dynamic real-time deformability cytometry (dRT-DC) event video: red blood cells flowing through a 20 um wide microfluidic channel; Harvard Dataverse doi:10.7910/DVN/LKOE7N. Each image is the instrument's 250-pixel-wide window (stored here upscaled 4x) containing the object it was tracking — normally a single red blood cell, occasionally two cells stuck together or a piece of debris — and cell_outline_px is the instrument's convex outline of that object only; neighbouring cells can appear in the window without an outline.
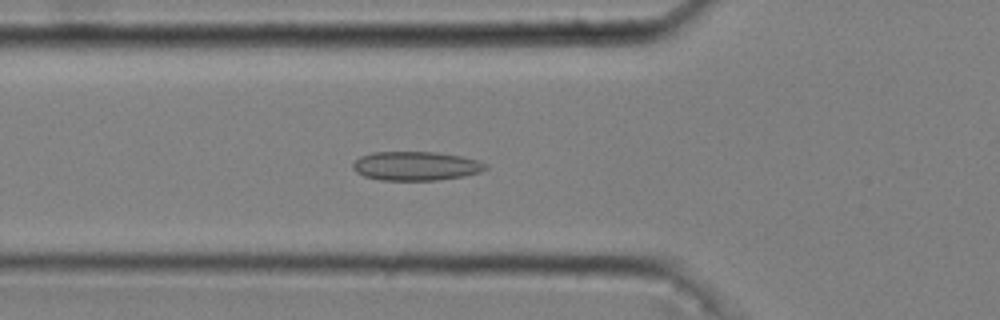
{"species": "common noctule bat (a hibernating species)", "species_latin": "Nyctalus noctula", "temperature_condition": "cold", "stored_images_in_passage": 40, "camera_frame_rate_fps": 3000, "um_per_image_px": 0.085, "animal": {"sex": "male", "body_mass_g": 20.4}, "frame": {"image": 1, "passage_image": 7, "time_ms": 2.0, "image_size_px": [1000, 320], "cell_outline_px": [[488, 168], [480, 172], [464, 176], [436, 180], [380, 180], [364, 176], [356, 172], [352, 168], [352, 164], [360, 156], [372, 152], [436, 152], [460, 156], [476, 160], [488, 164]], "centroid_in_image_um": [35.34, 14.11], "position_along_channel_um": 90.5, "area_um2": 22.43}}
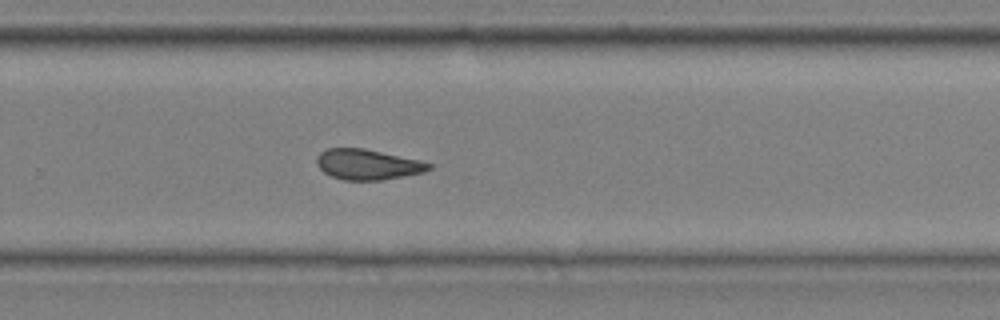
{"frame": {"image": 2, "passage_image": 24, "time_ms": 7.667, "image_size_px": [1000, 320], "cell_outline_px": [[432, 168], [424, 172], [404, 176], [380, 180], [344, 180], [332, 176], [324, 172], [316, 164], [316, 156], [324, 148], [364, 148], [420, 160], [432, 164]], "centroid_in_image_um": [31.23, 13.97], "position_along_channel_um": 298.6, "area_um2": 19.94}}
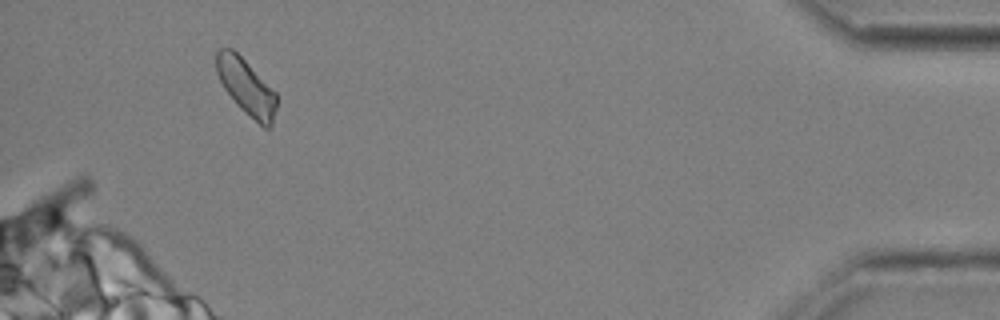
{"frame": {"image": 3, "passage_image": 38, "time_ms": 12.333, "image_size_px": [1000, 320], "cell_outline_px": [[276, 108], [272, 128], [264, 128], [240, 108], [224, 88], [216, 72], [216, 52], [220, 48], [232, 48], [276, 92]], "centroid_in_image_um": [20.94, 7.41], "position_along_channel_um": 414.3, "area_um2": 19.36}, "authors_computed_cell_mechanics": {"area_um2": 20.2878, "velocity_mm_per_s": 3.6723, "shape_relaxation_time_tau1_ms": null, "shape_relaxation_time_tau2_ms": 2.8179, "deformation_change_tau1": null, "deformation_change_tau2": 0.0842}}